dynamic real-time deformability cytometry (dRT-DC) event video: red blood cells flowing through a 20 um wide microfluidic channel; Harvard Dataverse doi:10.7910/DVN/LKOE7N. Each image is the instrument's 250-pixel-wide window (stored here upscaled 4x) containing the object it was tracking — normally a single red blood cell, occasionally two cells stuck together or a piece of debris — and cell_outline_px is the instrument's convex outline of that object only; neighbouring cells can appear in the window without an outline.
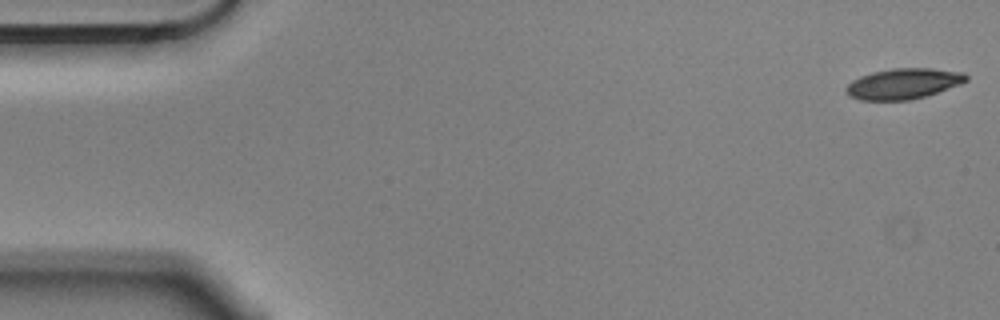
{"species": "Egyptian fruit bat (a non-hibernating species)", "species_latin": "Rousettus aegyptiacus", "temperature_condition": "cold", "stored_images_in_passage": 56, "camera_frame_rate_fps": 3000, "um_per_image_px": 0.085, "animal": {"sex": "male"}, "frame": {"image": 1, "passage_image": 1, "time_ms": 0.0, "image_size_px": [1000, 320], "cell_outline_px": [[968, 80], [960, 84], [912, 100], [860, 100], [852, 96], [844, 88], [852, 80], [860, 76], [872, 72], [892, 68], [932, 68], [964, 72], [968, 76]], "centroid_in_image_um": [76.8, 7.1], "position_along_channel_um": 8.2, "area_um2": 21.33}}
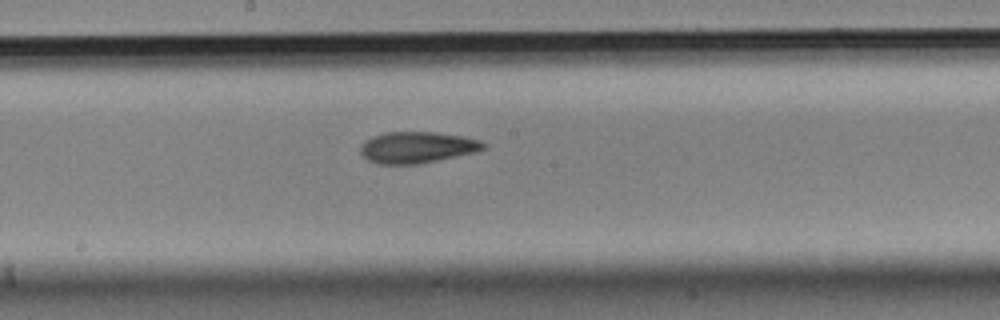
{"frame": {"image": 2, "passage_image": 29, "time_ms": 9.333, "image_size_px": [1000, 320], "cell_outline_px": [[488, 144], [484, 148], [476, 152], [420, 164], [376, 164], [368, 160], [360, 152], [360, 148], [364, 140], [372, 136], [388, 132], [436, 132], [464, 136], [480, 140]], "centroid_in_image_um": [35.46, 12.53], "position_along_channel_um": 212.7, "area_um2": 22.66}}
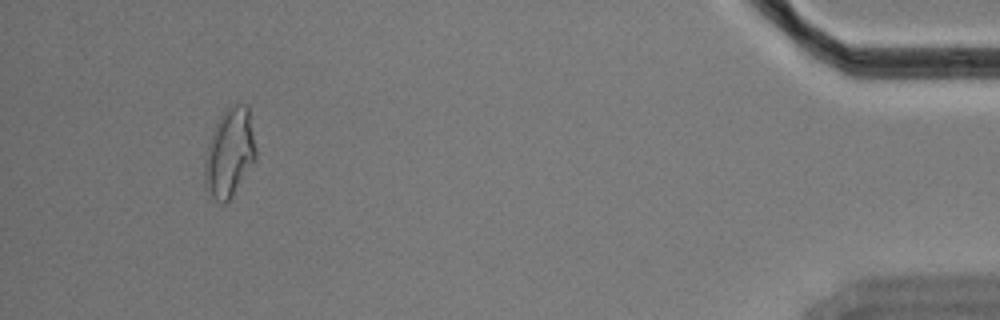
{"frame": {"image": 3, "passage_image": 52, "time_ms": 17.0, "image_size_px": [1000, 320], "cell_outline_px": [[256, 160], [232, 196], [224, 204], [216, 200], [204, 188], [204, 160], [208, 144], [216, 120], [228, 108], [236, 104], [244, 104], [248, 108], [256, 148]], "centroid_in_image_um": [19.49, 13.01], "position_along_channel_um": 415.7, "area_um2": 26.41}, "authors_computed_cell_mechanics": {"area_um2": 22.4553, "velocity_mm_per_s": 3.5584, "shape_relaxation_time_tau1_ms": 6.9461, "shape_relaxation_time_tau2_ms": 5.5399, "deformation_change_tau1": 0.1751, "deformation_change_tau2": 0.1103}}